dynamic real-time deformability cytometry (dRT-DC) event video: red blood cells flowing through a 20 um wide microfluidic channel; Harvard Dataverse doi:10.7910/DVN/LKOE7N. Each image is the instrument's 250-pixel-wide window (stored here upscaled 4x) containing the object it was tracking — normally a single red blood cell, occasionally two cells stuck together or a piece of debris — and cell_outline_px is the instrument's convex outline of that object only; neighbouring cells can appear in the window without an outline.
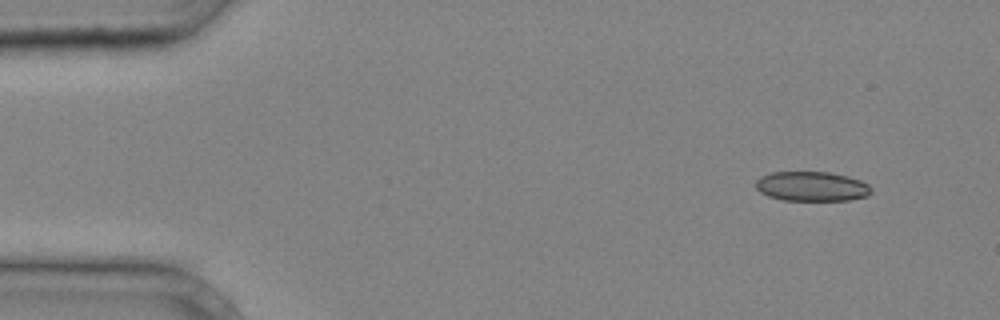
{"species": "common noctule bat (a hibernating species)", "species_latin": "Nyctalus noctula", "temperature_condition": "cold", "stored_images_in_passage": 37, "camera_frame_rate_fps": 3000, "um_per_image_px": 0.085, "animal": {"sex": "male", "body_mass_g": 20.4}, "frame": {"image": 1, "passage_image": 1, "time_ms": 0.0, "image_size_px": [1000, 320], "cell_outline_px": [[872, 192], [868, 196], [848, 200], [784, 200], [768, 196], [760, 192], [756, 188], [756, 180], [760, 176], [772, 172], [828, 172], [848, 176], [860, 180], [868, 184], [872, 188]], "centroid_in_image_um": [69.01, 15.84], "position_along_channel_um": 16.0, "area_um2": 20.0}}
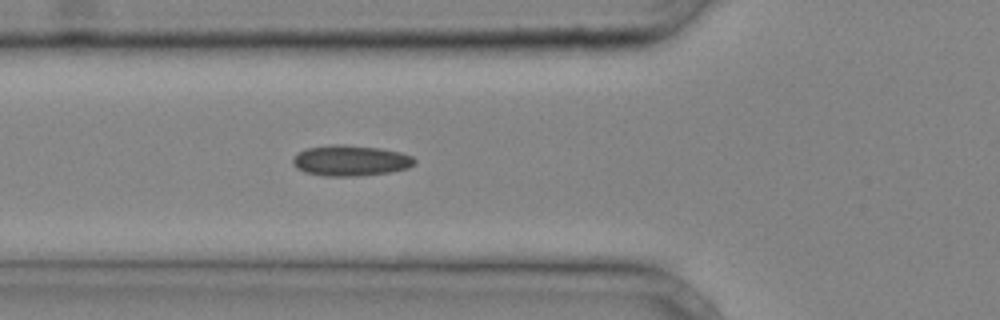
{"frame": {"image": 2, "passage_image": 12, "time_ms": 3.667, "image_size_px": [1000, 320], "cell_outline_px": [[416, 164], [408, 168], [392, 172], [360, 176], [324, 176], [304, 172], [296, 168], [292, 164], [292, 156], [296, 152], [308, 148], [336, 144], [340, 144], [380, 148], [400, 152], [412, 156], [416, 160]], "centroid_in_image_um": [29.78, 13.66], "position_along_channel_um": 96.0, "area_um2": 22.08}}
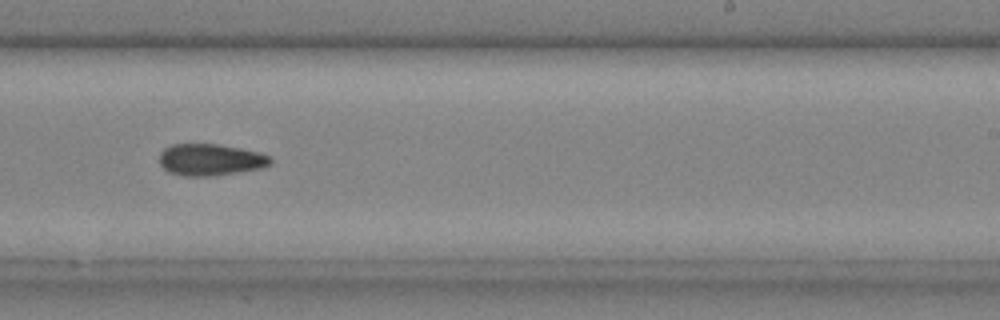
{"frame": {"image": 3, "passage_image": 23, "time_ms": 7.333, "image_size_px": [1000, 320], "cell_outline_px": [[272, 164], [264, 168], [212, 176], [184, 176], [168, 172], [160, 164], [160, 152], [164, 148], [172, 144], [216, 144], [240, 148], [260, 152], [272, 156]], "centroid_in_image_um": [17.92, 13.58], "position_along_channel_um": 271.1, "area_um2": 20.75}}